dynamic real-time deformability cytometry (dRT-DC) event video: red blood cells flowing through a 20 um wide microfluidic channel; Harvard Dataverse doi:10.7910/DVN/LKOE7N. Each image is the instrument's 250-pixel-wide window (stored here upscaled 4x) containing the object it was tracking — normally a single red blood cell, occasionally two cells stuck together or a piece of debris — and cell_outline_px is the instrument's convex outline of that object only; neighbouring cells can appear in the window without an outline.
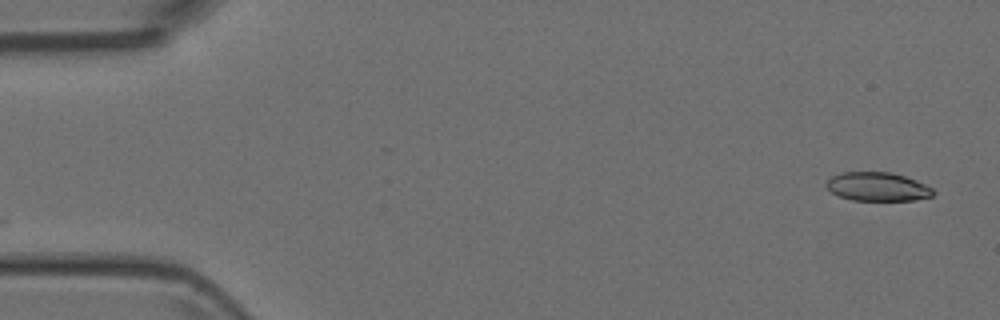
{"species": "Egyptian fruit bat (a non-hibernating species)", "species_latin": "Rousettus aegyptiacus", "temperature_condition": "room temperature", "stored_images_in_passage": 10, "camera_frame_rate_fps": 3000, "um_per_image_px": 0.085, "animal": {"sex": "female"}, "frame": {"image": 1, "passage_image": 1, "time_ms": 0.0, "image_size_px": [1000, 320], "cell_outline_px": [[936, 192], [932, 196], [916, 200], [852, 200], [840, 196], [832, 192], [824, 184], [832, 176], [844, 172], [888, 172], [904, 176], [916, 180], [932, 188]], "centroid_in_image_um": [74.6, 15.87], "position_along_channel_um": 10.4, "area_um2": 17.74}}
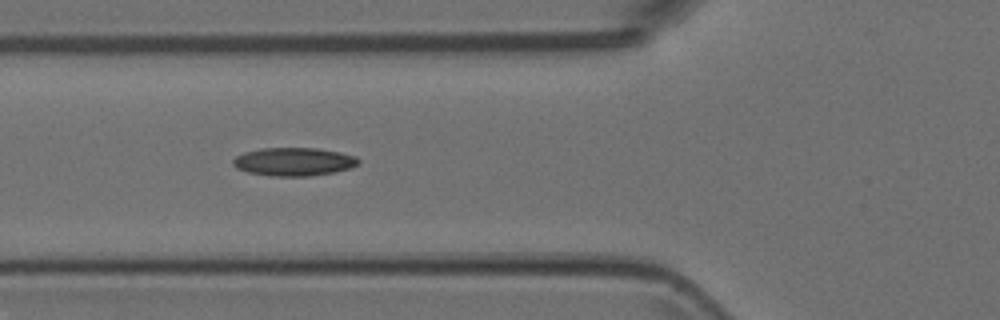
{"frame": {"image": 2, "passage_image": 6, "time_ms": 1.667, "image_size_px": [1000, 320], "cell_outline_px": [[360, 160], [352, 168], [332, 172], [308, 176], [272, 176], [248, 172], [236, 168], [232, 164], [232, 160], [236, 156], [244, 152], [260, 148], [316, 148], [340, 152], [356, 156]], "centroid_in_image_um": [24.95, 13.74], "position_along_channel_um": 100.9, "area_um2": 20.63}}
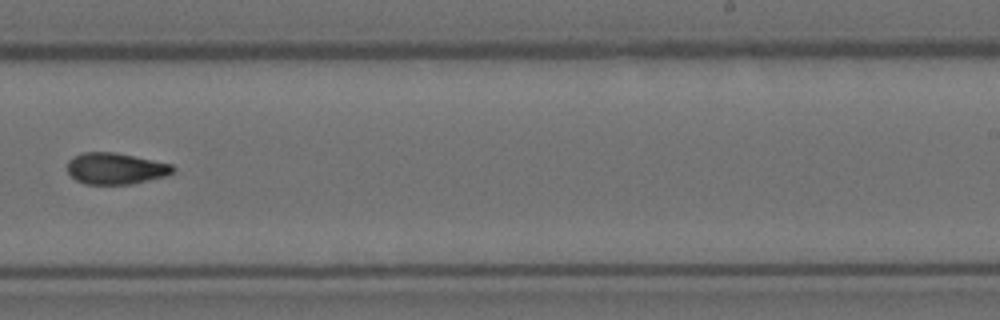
{"frame": {"image": 3, "passage_image": 10, "time_ms": 3.0, "image_size_px": [1000, 320], "cell_outline_px": [[176, 172], [168, 176], [132, 184], [84, 184], [76, 180], [68, 172], [68, 160], [72, 156], [84, 152], [116, 152], [172, 164], [176, 168]], "centroid_in_image_um": [9.87, 14.32], "position_along_channel_um": 279.1, "area_um2": 19.59}}